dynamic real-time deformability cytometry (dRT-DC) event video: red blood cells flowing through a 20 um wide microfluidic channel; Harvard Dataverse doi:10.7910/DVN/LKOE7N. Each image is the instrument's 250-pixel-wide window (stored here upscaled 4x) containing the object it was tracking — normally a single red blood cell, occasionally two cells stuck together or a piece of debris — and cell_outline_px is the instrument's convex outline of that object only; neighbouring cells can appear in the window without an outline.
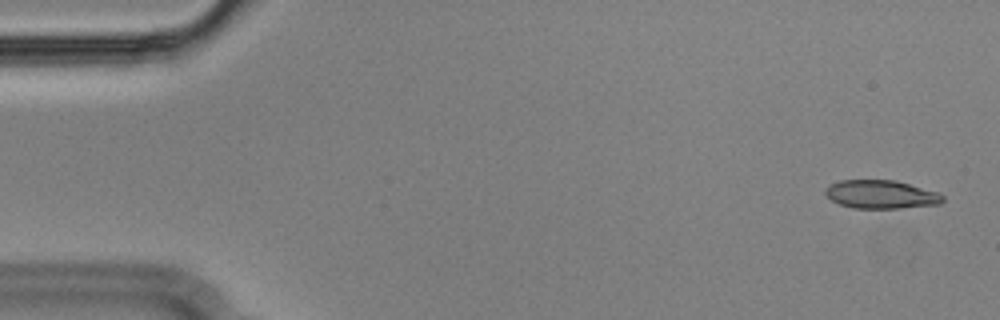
{"species": "Egyptian fruit bat (a non-hibernating species)", "species_latin": "Rousettus aegyptiacus", "temperature_condition": "cold", "stored_images_in_passage": 55, "segment_of_instrument_passage": [1, 2], "camera_frame_rate_fps": 3000, "um_per_image_px": 0.085, "animal": {"sex": "male"}, "frame": {"image": 1, "passage_image": 1, "time_ms": 0.0, "image_size_px": [1000, 320], "cell_outline_px": [[944, 200], [940, 204], [900, 208], [852, 208], [840, 204], [832, 200], [824, 192], [832, 184], [840, 180], [896, 180], [940, 192], [944, 196]], "centroid_in_image_um": [74.95, 16.52], "position_along_channel_um": 10.0, "area_um2": 19.42}}
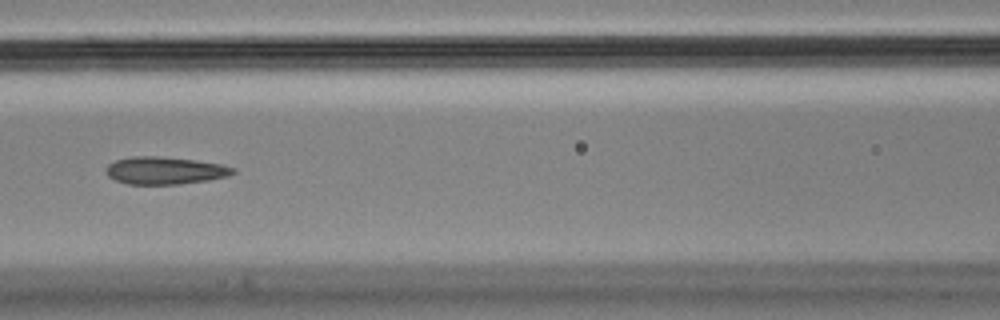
{"frame": {"image": 2, "passage_image": 23, "time_ms": 7.333, "image_size_px": [1000, 320], "cell_outline_px": [[236, 172], [228, 176], [208, 180], [180, 184], [128, 184], [116, 180], [108, 176], [104, 168], [108, 164], [116, 160], [132, 156], [156, 156], [196, 160], [224, 164], [236, 168]], "centroid_in_image_um": [14.04, 14.49], "position_along_channel_um": 152.6, "area_um2": 20.46}}
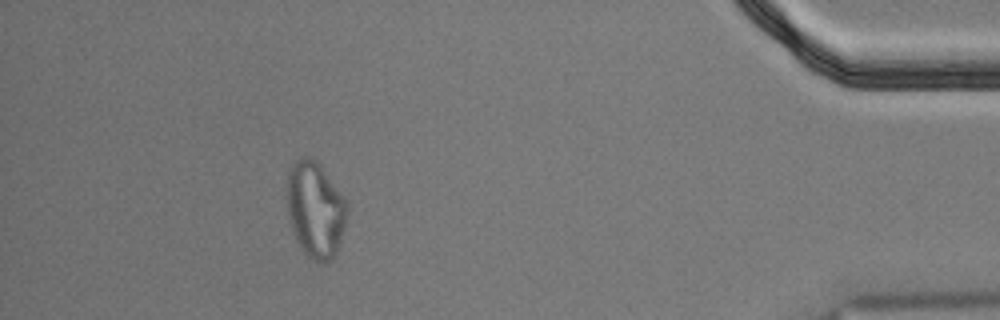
{"frame": {"image": 3, "passage_image": 49, "time_ms": 16.0, "image_size_px": [1000, 320], "cell_outline_px": [[348, 212], [340, 248], [328, 260], [320, 264], [312, 260], [300, 248], [292, 232], [288, 220], [288, 172], [296, 160], [300, 156], [308, 156], [316, 160], [320, 164], [344, 196], [348, 204]], "centroid_in_image_um": [26.82, 17.83], "position_along_channel_um": 408.4, "area_um2": 34.04}}